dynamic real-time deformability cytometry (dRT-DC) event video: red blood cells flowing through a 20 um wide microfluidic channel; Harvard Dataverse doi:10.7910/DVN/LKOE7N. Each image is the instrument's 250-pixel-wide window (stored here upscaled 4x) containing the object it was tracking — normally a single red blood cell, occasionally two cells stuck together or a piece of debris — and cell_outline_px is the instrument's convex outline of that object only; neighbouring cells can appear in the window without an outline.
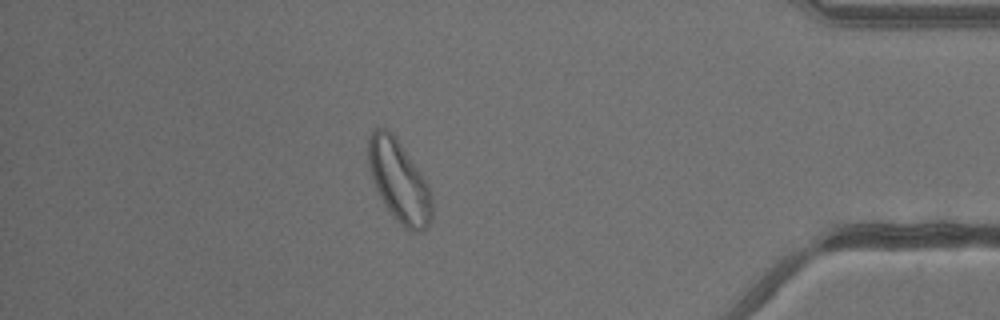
{"species": "common noctule bat (a hibernating species)", "species_latin": "Nyctalus noctula", "temperature_condition": "warm", "stored_images_in_passage": 39, "camera_frame_rate_fps": 3000, "um_per_image_px": 0.085, "animal": {"sex": "male", "body_mass_g": 13.3}, "frame": {"image": 1, "passage_image": 34, "time_ms": 11.0, "image_size_px": [1000, 320], "cell_outline_px": [[432, 220], [428, 228], [420, 232], [412, 232], [400, 224], [396, 220], [380, 196], [376, 188], [368, 164], [368, 136], [376, 128], [384, 128], [392, 132], [396, 136], [428, 184], [432, 192]], "centroid_in_image_um": [33.95, 15.41], "position_along_channel_um": 401.3, "area_um2": 30.29}}